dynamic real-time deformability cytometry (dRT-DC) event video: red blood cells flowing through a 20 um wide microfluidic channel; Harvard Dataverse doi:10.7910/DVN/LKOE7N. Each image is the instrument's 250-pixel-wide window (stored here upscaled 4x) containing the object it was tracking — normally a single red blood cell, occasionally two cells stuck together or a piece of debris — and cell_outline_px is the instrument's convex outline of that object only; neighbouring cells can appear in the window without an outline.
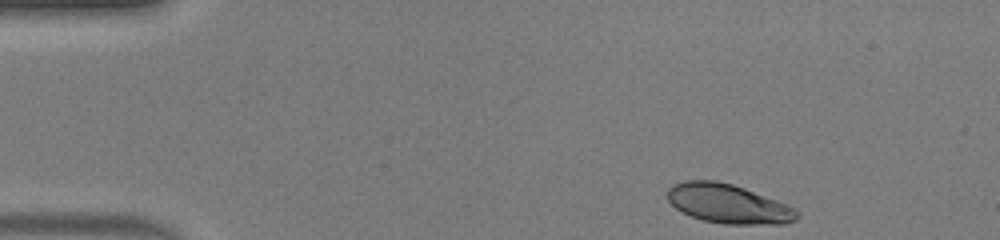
{"species": "human", "species_latin": "Homo sapiens", "temperature_condition": "warm", "stored_images_in_passage": 44, "camera_frame_rate_fps": 3000, "um_per_image_px": 0.085, "donor": {"sex": "male"}, "frame": {"image": 1, "passage_image": 1, "time_ms": 0.0, "image_size_px": [1000, 240], "cell_outline_px": [[800, 216], [796, 220], [784, 224], [724, 224], [704, 220], [692, 216], [676, 208], [668, 200], [668, 188], [672, 184], [688, 180], [716, 180], [732, 184], [744, 188], [788, 204], [800, 212]], "centroid_in_image_um": [61.94, 17.32], "position_along_channel_um": 23.1, "area_um2": 29.59}}
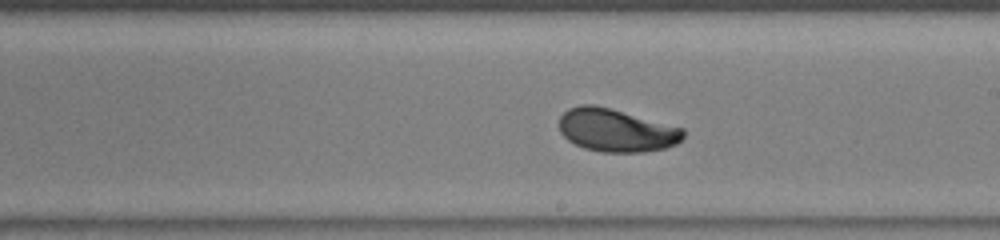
{"frame": {"image": 2, "passage_image": 23, "time_ms": 7.333, "image_size_px": [1000, 240], "cell_outline_px": [[684, 136], [676, 144], [664, 148], [644, 152], [600, 152], [584, 148], [568, 140], [560, 132], [560, 116], [568, 108], [580, 104], [596, 104], [612, 108], [684, 128]], "centroid_in_image_um": [52.37, 11.06], "position_along_channel_um": 236.6, "area_um2": 31.27}}
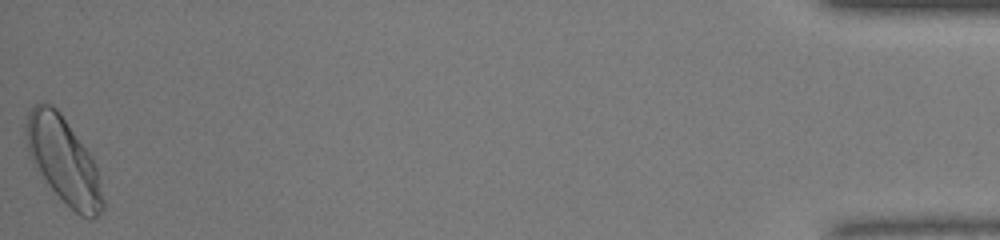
{"frame": {"image": 3, "passage_image": 44, "time_ms": 14.333, "image_size_px": [1000, 240], "cell_outline_px": [[104, 208], [92, 220], [88, 220], [80, 216], [48, 184], [32, 160], [28, 152], [24, 136], [24, 124], [28, 112], [36, 104], [52, 104], [60, 112], [92, 156], [96, 164], [104, 200]], "centroid_in_image_um": [5.41, 13.62], "position_along_channel_um": 429.8, "area_um2": 38.26}, "authors_computed_cell_mechanics": {"area_um2": 31.212, "velocity_mm_per_s": 4.1378, "shape_relaxation_time_tau1_ms": 3.972, "shape_relaxation_time_tau2_ms": null, "deformation_change_tau1": 0.173, "deformation_change_tau2": null}}